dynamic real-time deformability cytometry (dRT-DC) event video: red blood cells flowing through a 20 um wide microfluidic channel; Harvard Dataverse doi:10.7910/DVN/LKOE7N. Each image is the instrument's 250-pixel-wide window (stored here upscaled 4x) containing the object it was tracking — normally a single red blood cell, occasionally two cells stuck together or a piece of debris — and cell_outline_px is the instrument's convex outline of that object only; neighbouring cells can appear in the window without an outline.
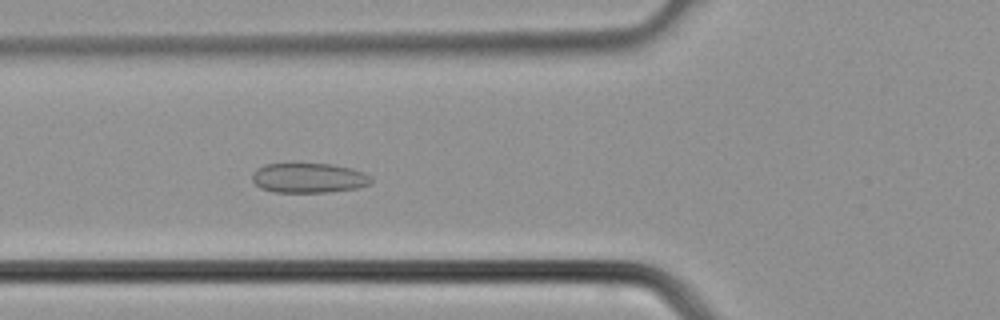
{"species": "common noctule bat (a hibernating species)", "species_latin": "Nyctalus noctula", "temperature_condition": "cold", "stored_images_in_passage": 38, "camera_frame_rate_fps": 3000, "um_per_image_px": 0.085, "animal": {"sex": "male", "body_mass_g": 21.5, "forearm_length_mm": 52.0}, "frame": {"image": 1, "passage_image": 14, "time_ms": 4.333, "image_size_px": [1000, 320], "cell_outline_px": [[372, 184], [356, 188], [328, 192], [272, 192], [260, 188], [252, 180], [252, 172], [256, 168], [264, 164], [292, 160], [332, 164], [352, 168], [364, 172], [372, 176]], "centroid_in_image_um": [26.2, 15.07], "position_along_channel_um": 99.6, "area_um2": 21.85}}
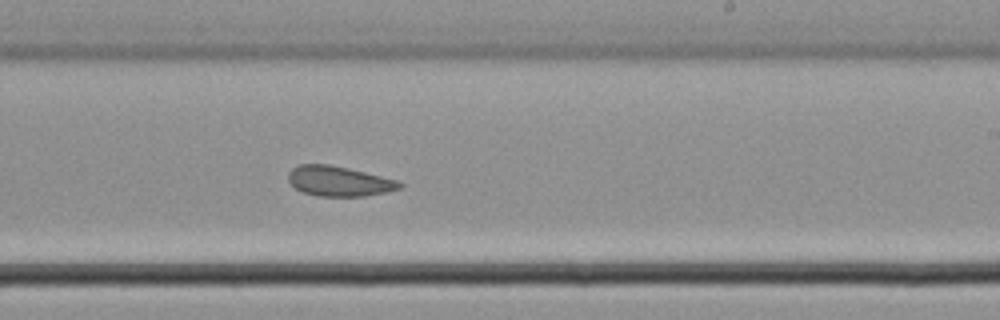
{"frame": {"image": 2, "passage_image": 23, "time_ms": 7.333, "image_size_px": [1000, 320], "cell_outline_px": [[404, 184], [400, 188], [384, 192], [364, 196], [320, 196], [304, 192], [296, 188], [288, 180], [288, 172], [292, 168], [300, 164], [328, 164], [348, 168], [400, 180]], "centroid_in_image_um": [28.83, 15.39], "position_along_channel_um": 260.2, "area_um2": 19.42}}
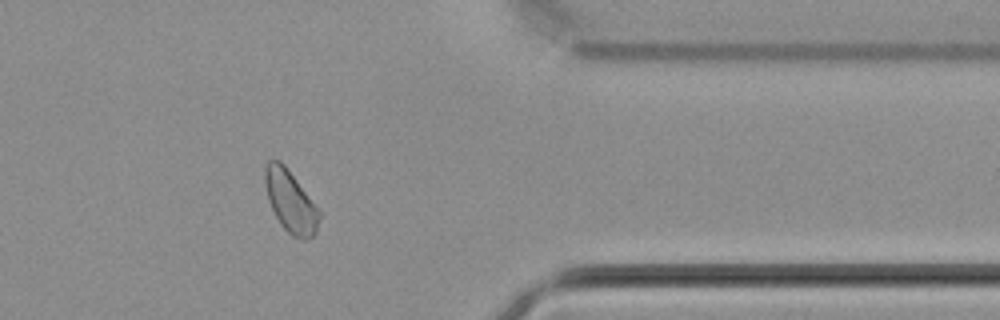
{"frame": {"image": 3, "passage_image": 31, "time_ms": 10.0, "image_size_px": [1000, 320], "cell_outline_px": [[320, 216], [316, 232], [312, 236], [304, 240], [292, 236], [280, 224], [268, 200], [264, 180], [264, 168], [268, 160], [280, 160], [284, 164], [320, 212]], "centroid_in_image_um": [24.66, 17.12], "position_along_channel_um": 386.7, "area_um2": 19.25}}